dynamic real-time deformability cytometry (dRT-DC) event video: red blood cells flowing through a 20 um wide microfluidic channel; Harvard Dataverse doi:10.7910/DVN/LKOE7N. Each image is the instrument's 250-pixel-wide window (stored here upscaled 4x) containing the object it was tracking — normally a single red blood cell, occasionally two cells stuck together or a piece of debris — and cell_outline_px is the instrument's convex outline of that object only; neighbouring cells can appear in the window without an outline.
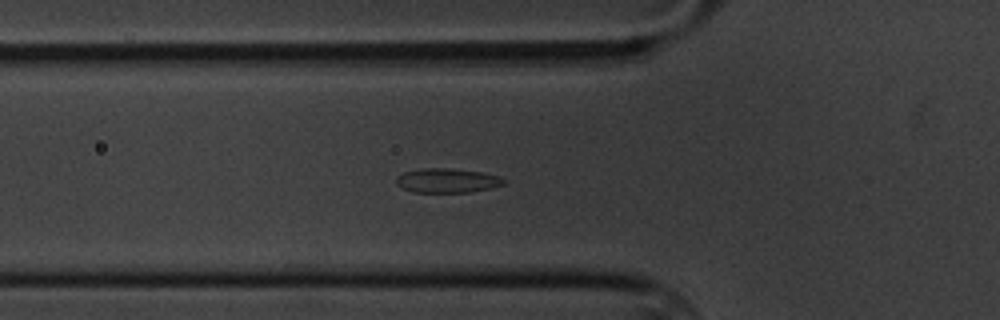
{"species": "common noctule bat (a hibernating species)", "species_latin": "Nyctalus noctula", "temperature_condition": "cold", "stored_images_in_passage": 48, "camera_frame_rate_fps": 3000, "um_per_image_px": 0.085, "animal": {"sex": "male", "body_mass_g": 20.1, "forearm_length_mm": 53.5}, "frame": {"image": 1, "passage_image": 8, "time_ms": 2.333, "image_size_px": [1000, 320], "cell_outline_px": [[504, 184], [492, 188], [472, 192], [412, 192], [396, 184], [396, 176], [404, 172], [420, 168], [448, 168], [480, 172], [500, 176], [504, 180]], "centroid_in_image_um": [37.99, 15.35], "position_along_channel_um": 87.8, "area_um2": 15.26}}
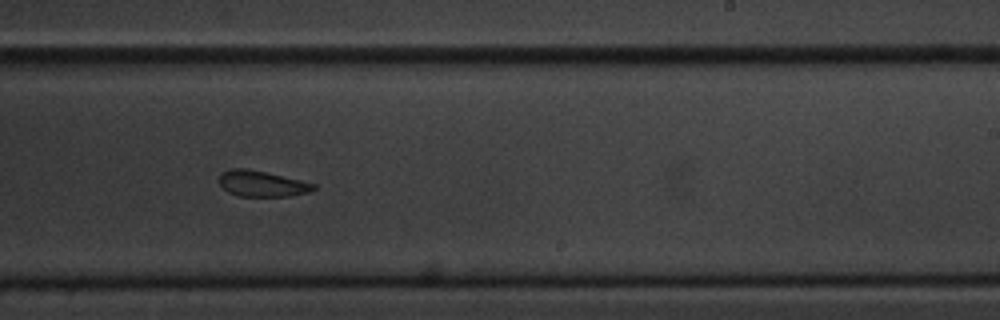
{"frame": {"image": 2, "passage_image": 24, "time_ms": 7.667, "image_size_px": [1000, 320], "cell_outline_px": [[316, 188], [308, 192], [292, 196], [240, 196], [228, 192], [220, 184], [220, 176], [228, 168], [248, 168], [300, 180], [316, 184]], "centroid_in_image_um": [22.27, 15.61], "position_along_channel_um": 266.7, "area_um2": 14.1}}
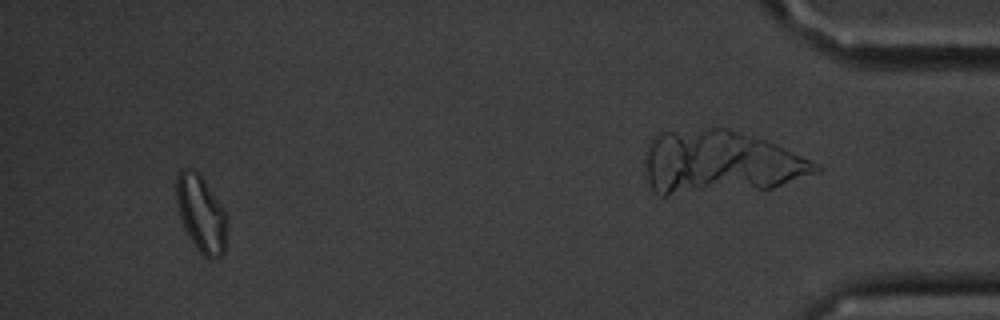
{"frame": {"image": 3, "passage_image": 44, "time_ms": 14.333, "image_size_px": [1000, 320], "cell_outline_px": [[228, 236], [224, 252], [220, 256], [212, 260], [208, 260], [196, 248], [188, 236], [184, 228], [176, 204], [176, 180], [180, 168], [192, 168], [204, 180], [228, 216]], "centroid_in_image_um": [17.12, 18.21], "position_along_channel_um": 418.1, "area_um2": 23.0}, "authors_computed_cell_mechanics": {"area_um2": 15.8083, "velocity_mm_per_s": 3.3463, "shape_relaxation_time_tau1_ms": 4.2393, "shape_relaxation_time_tau2_ms": 5.403, "deformation_change_tau1": 0.0755, "deformation_change_tau2": 0.1056}}